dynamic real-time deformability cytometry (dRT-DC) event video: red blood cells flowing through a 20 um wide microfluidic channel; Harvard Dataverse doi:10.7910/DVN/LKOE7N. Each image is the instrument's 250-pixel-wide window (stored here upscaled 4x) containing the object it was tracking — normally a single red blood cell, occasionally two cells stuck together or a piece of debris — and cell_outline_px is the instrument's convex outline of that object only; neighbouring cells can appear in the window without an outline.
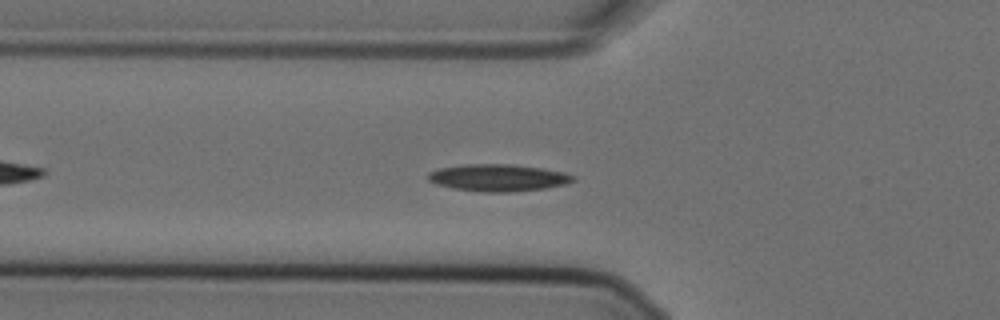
{"species": "Egyptian fruit bat (a non-hibernating species)", "species_latin": "Rousettus aegyptiacus", "temperature_condition": "cold", "stored_images_in_passage": 45, "camera_frame_rate_fps": 3000, "um_per_image_px": 0.085, "animal": {"sex": "female"}, "frame": {"image": 1, "passage_image": 9, "time_ms": 2.667, "image_size_px": [1000, 320], "cell_outline_px": [[576, 180], [564, 184], [544, 188], [512, 192], [480, 192], [452, 188], [436, 184], [428, 180], [428, 172], [440, 168], [468, 164], [508, 164], [540, 168], [564, 172], [576, 176]], "centroid_in_image_um": [42.33, 15.11], "position_along_channel_um": 83.5, "area_um2": 22.77}}
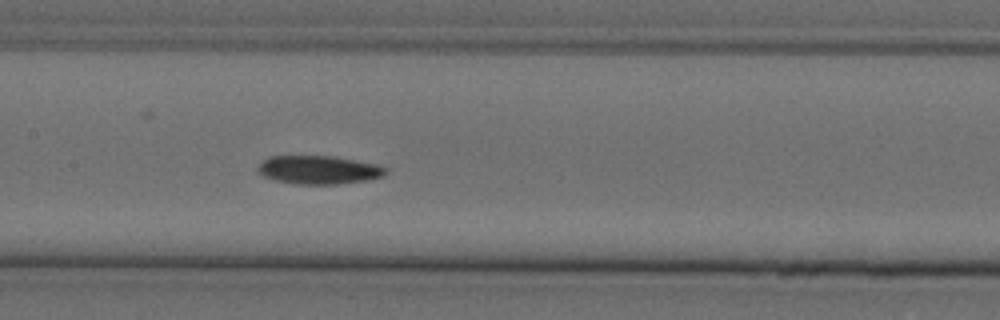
{"frame": {"image": 2, "passage_image": 17, "time_ms": 5.333, "image_size_px": [1000, 320], "cell_outline_px": [[388, 172], [384, 176], [364, 180], [336, 184], [296, 184], [276, 180], [264, 176], [256, 168], [268, 156], [332, 156], [376, 164], [388, 168]], "centroid_in_image_um": [27.1, 14.43], "position_along_channel_um": 180.3, "area_um2": 20.98}}
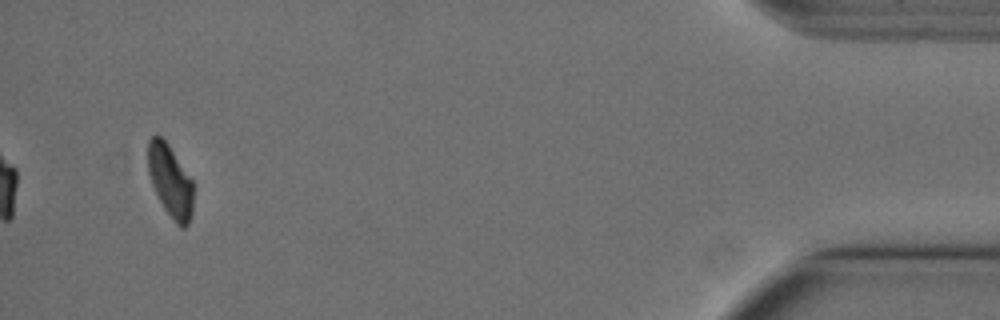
{"frame": {"image": 3, "passage_image": 43, "time_ms": 14.0, "image_size_px": [1000, 320], "cell_outline_px": [[192, 216], [188, 224], [184, 228], [180, 228], [176, 224], [164, 208], [152, 184], [148, 172], [148, 140], [152, 136], [160, 136], [168, 144], [192, 180]], "centroid_in_image_um": [14.47, 15.4], "position_along_channel_um": 420.7, "area_um2": 18.84}, "authors_computed_cell_mechanics": {"area_um2": 21.0392, "velocity_mm_per_s": 3.5952, "shape_relaxation_time_tau1_ms": 6.3256, "shape_relaxation_time_tau2_ms": 8.4367, "deformation_change_tau1": 0.172, "deformation_change_tau2": 0.1261}}